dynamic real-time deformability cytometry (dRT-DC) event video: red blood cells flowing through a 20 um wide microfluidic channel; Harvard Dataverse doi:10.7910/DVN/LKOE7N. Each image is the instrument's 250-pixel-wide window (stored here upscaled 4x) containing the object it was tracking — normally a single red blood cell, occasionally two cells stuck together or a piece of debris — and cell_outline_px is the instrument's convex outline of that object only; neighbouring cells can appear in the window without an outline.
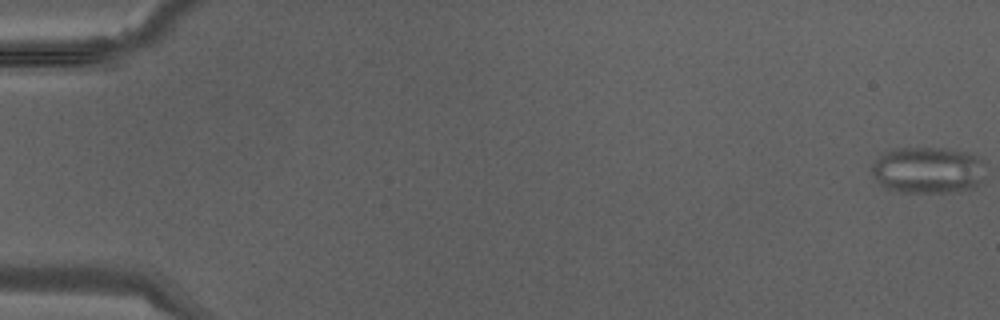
{"species": "Egyptian fruit bat (a non-hibernating species)", "species_latin": "Rousettus aegyptiacus", "temperature_condition": "warm", "stored_images_in_passage": 40, "camera_frame_rate_fps": 3000, "um_per_image_px": 0.085, "animal": {"sex": "male"}, "frame": {"image": 1, "passage_image": 1, "time_ms": 0.0, "image_size_px": [1000, 320], "cell_outline_px": [[980, 184], [976, 188], [948, 192], [888, 192], [880, 184], [872, 172], [872, 164], [880, 152], [892, 148], [944, 148], [964, 152], [976, 156], [980, 160]], "centroid_in_image_um": [78.75, 14.47], "position_along_channel_um": 6.2, "area_um2": 30.87}}